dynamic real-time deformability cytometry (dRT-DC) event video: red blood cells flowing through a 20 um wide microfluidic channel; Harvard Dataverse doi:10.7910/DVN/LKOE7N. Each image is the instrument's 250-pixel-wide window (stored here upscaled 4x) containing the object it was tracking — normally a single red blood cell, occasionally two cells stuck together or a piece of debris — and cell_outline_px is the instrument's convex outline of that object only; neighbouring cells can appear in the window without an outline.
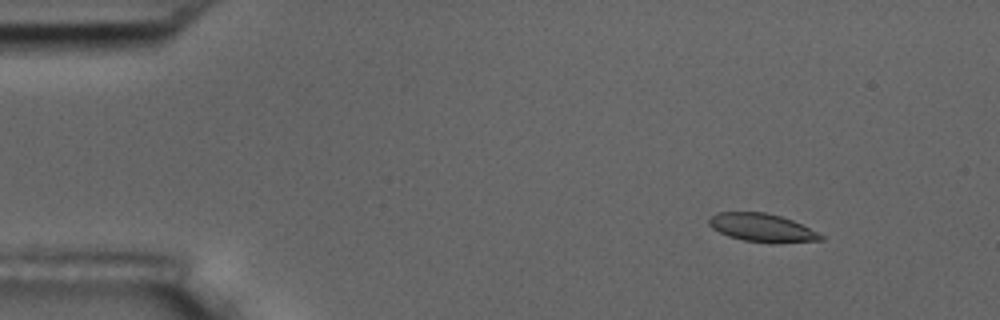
{"species": "common noctule bat (a hibernating species)", "species_latin": "Nyctalus noctula", "temperature_condition": "room temperature", "stored_images_in_passage": 4, "camera_frame_rate_fps": 3000, "um_per_image_px": 0.085, "animal": {"sex": "male", "body_mass_g": 17.5, "forearm_length_mm": 52.3}, "frame": {"image": 1, "passage_image": 2, "time_ms": 1.333, "image_size_px": [1000, 320], "cell_outline_px": [[824, 240], [772, 244], [744, 240], [728, 236], [712, 228], [708, 224], [708, 216], [716, 212], [764, 212], [780, 216], [792, 220], [824, 236]], "centroid_in_image_um": [64.74, 19.36], "position_along_channel_um": 20.3, "area_um2": 18.5}}